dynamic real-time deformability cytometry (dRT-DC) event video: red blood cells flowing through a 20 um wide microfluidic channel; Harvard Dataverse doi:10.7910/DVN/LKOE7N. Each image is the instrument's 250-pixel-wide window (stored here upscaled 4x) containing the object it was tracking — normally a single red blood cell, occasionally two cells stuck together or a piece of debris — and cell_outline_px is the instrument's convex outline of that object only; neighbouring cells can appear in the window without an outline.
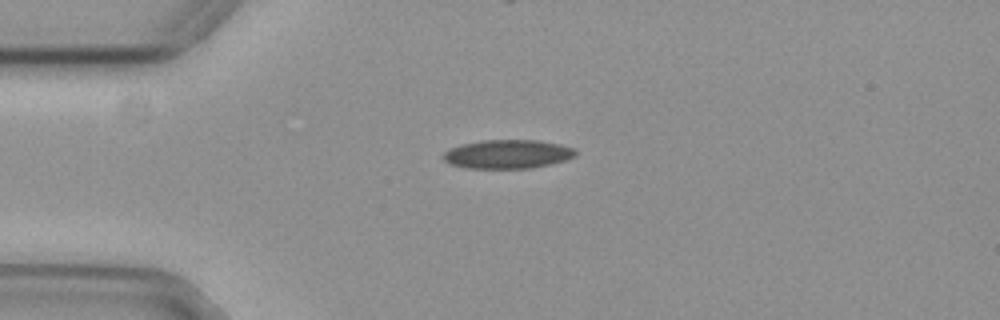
{"species": "common noctule bat (a hibernating species)", "species_latin": "Nyctalus noctula", "temperature_condition": "cold", "stored_images_in_passage": 43, "camera_frame_rate_fps": 3000, "um_per_image_px": 0.085, "animal": {"sex": "female", "body_mass_g": 29.2, "forearm_length_mm": 56.3}, "frame": {"image": 1, "passage_image": 1, "time_ms": 0.0, "image_size_px": [1000, 320], "cell_outline_px": [[576, 156], [564, 160], [548, 164], [528, 168], [464, 168], [448, 164], [440, 156], [448, 148], [460, 144], [484, 140], [536, 140], [560, 144], [576, 148]], "centroid_in_image_um": [43.08, 13.09], "position_along_channel_um": 41.9, "area_um2": 22.37}}
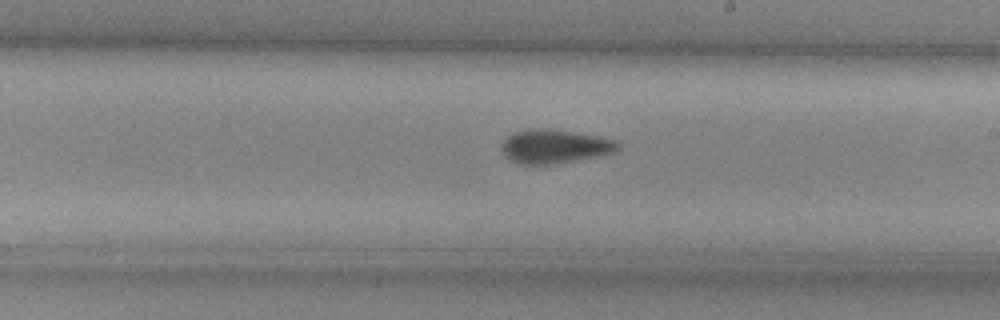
{"frame": {"image": 2, "passage_image": 19, "time_ms": 6.0, "image_size_px": [1000, 320], "cell_outline_px": [[620, 148], [616, 152], [576, 160], [552, 164], [516, 164], [504, 156], [504, 140], [512, 132], [536, 128], [544, 128], [600, 136], [616, 140], [620, 144]], "centroid_in_image_um": [47.17, 12.44], "position_along_channel_um": 241.8, "area_um2": 22.77}}
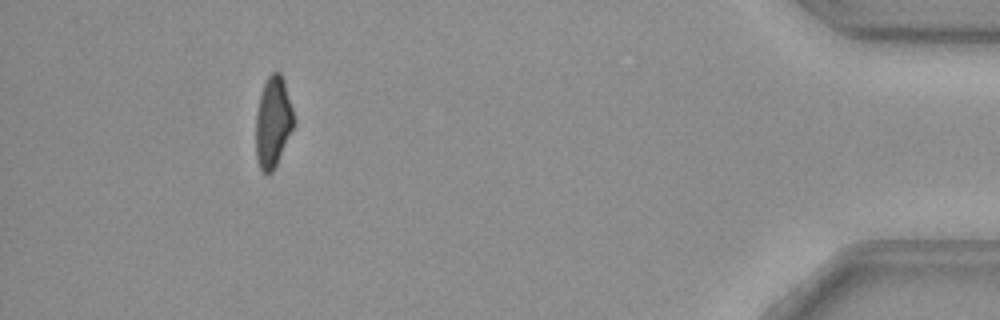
{"frame": {"image": 3, "passage_image": 38, "time_ms": 12.333, "image_size_px": [1000, 320], "cell_outline_px": [[292, 128], [276, 164], [272, 172], [264, 172], [260, 168], [256, 156], [256, 116], [260, 96], [264, 84], [268, 76], [272, 72], [280, 72], [284, 80], [292, 108]], "centroid_in_image_um": [23.18, 10.34], "position_along_channel_um": 412.0, "area_um2": 19.36}, "authors_computed_cell_mechanics": {"area_um2": 21.9062, "velocity_mm_per_s": 3.727, "shape_relaxation_time_tau1_ms": 5.9241, "shape_relaxation_time_tau2_ms": null, "deformation_change_tau1": 0.1327, "deformation_change_tau2": null}}